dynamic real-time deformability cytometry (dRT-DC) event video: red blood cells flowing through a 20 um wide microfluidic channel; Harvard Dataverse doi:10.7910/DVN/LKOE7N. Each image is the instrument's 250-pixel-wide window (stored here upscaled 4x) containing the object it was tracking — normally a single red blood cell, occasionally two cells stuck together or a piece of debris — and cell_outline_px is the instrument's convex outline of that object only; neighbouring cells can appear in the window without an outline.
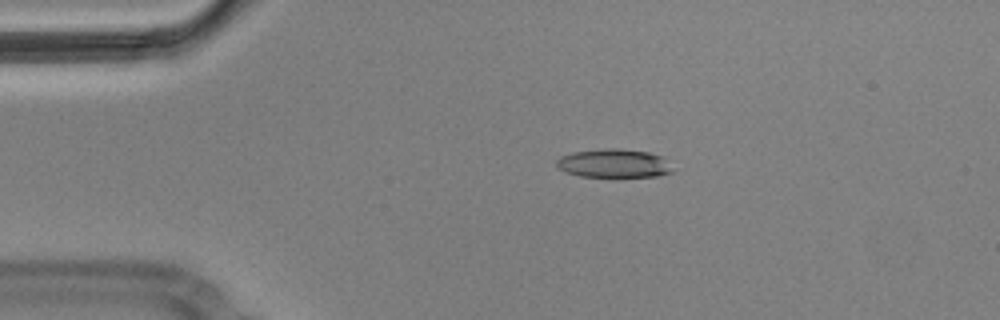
{"species": "Egyptian fruit bat (a non-hibernating species)", "species_latin": "Rousettus aegyptiacus", "temperature_condition": "cold", "stored_images_in_passage": 7, "camera_frame_rate_fps": 3000, "um_per_image_px": 0.085, "animal": {"sex": "male"}, "frame": {"image": 1, "passage_image": 3, "time_ms": 0.667, "image_size_px": [1000, 320], "cell_outline_px": [[672, 172], [656, 176], [580, 176], [556, 168], [556, 160], [560, 156], [572, 152], [604, 148], [620, 148], [648, 152], [664, 156]], "centroid_in_image_um": [52.14, 13.86], "position_along_channel_um": 32.9, "area_um2": 19.25}}
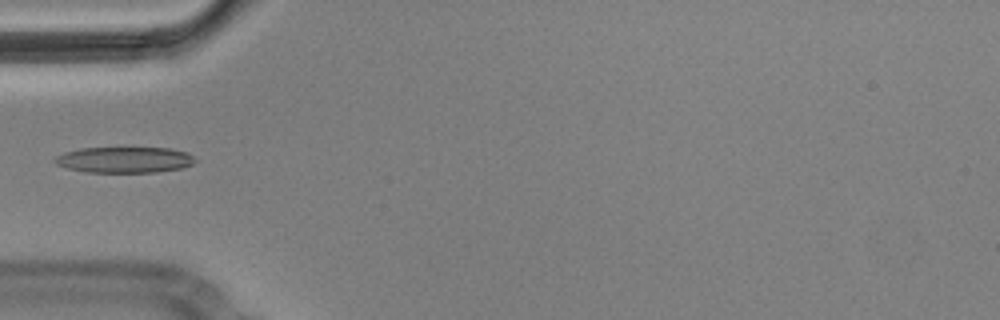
{"frame": {"image": 2, "passage_image": 5, "time_ms": 1.333, "image_size_px": [1000, 320], "cell_outline_px": [[196, 160], [192, 164], [184, 168], [156, 172], [84, 172], [68, 168], [56, 164], [52, 160], [56, 156], [64, 152], [80, 148], [168, 148], [188, 152]], "centroid_in_image_um": [10.57, 13.58], "position_along_channel_um": 74.4, "area_um2": 21.27}}